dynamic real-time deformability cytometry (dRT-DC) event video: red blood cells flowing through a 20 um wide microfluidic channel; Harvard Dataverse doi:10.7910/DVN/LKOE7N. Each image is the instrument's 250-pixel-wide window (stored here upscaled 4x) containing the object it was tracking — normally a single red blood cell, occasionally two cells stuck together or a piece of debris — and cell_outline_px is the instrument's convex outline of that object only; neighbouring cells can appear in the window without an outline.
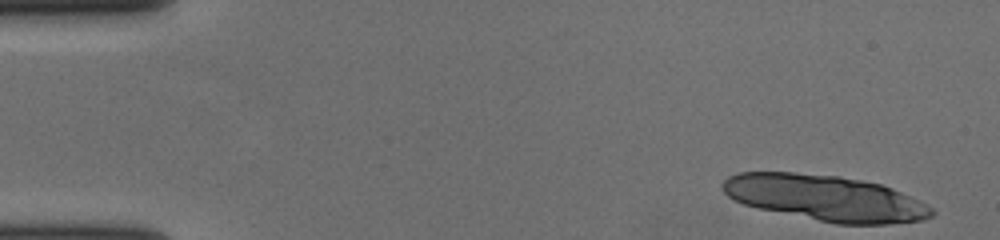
{"species": "human", "species_latin": "Homo sapiens", "temperature_condition": "cold", "stored_images_in_passage": 15, "camera_frame_rate_fps": 3000, "um_per_image_px": 0.085, "donor": {"sex": "female"}, "frame": {"image": 1, "passage_image": 1, "time_ms": 0.0, "image_size_px": [1000, 240], "cell_outline_px": [[936, 212], [932, 216], [924, 220], [888, 224], [836, 224], [760, 208], [744, 204], [732, 200], [720, 188], [720, 184], [728, 176], [740, 172], [796, 172], [840, 176], [880, 184], [892, 188], [920, 200], [932, 208]], "centroid_in_image_um": [70.15, 16.82], "position_along_channel_um": 14.9, "area_um2": 55.89}}